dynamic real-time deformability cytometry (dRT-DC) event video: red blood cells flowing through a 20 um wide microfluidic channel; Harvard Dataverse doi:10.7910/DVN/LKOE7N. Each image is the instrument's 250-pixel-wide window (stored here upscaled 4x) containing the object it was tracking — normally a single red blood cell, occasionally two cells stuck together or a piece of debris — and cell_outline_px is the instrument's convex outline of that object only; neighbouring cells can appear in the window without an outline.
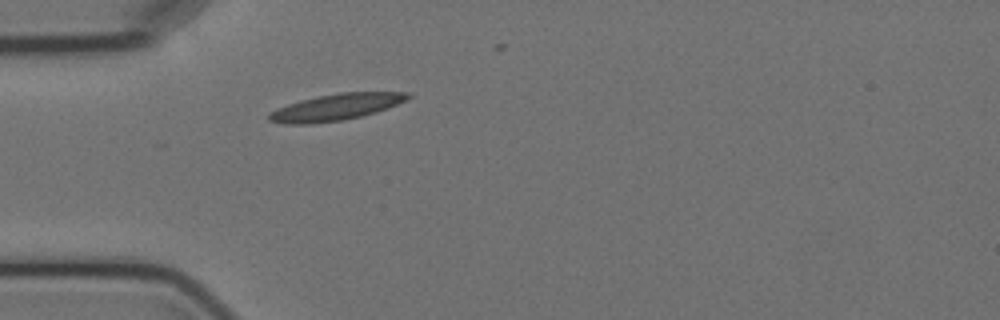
{"species": "Egyptian fruit bat (a non-hibernating species)", "species_latin": "Rousettus aegyptiacus", "temperature_condition": "cold", "stored_images_in_passage": 1, "camera_frame_rate_fps": 3000, "um_per_image_px": 0.085, "animal": {"sex": "female"}, "frame": {"image": 1, "passage_image": 1, "time_ms": 0.0, "image_size_px": [1000, 320], "cell_outline_px": [[412, 96], [388, 108], [376, 112], [344, 120], [304, 124], [284, 124], [268, 120], [268, 112], [276, 108], [300, 100], [340, 92], [412, 92]], "centroid_in_image_um": [28.53, 9.1], "position_along_channel_um": 56.5, "area_um2": 21.33}}